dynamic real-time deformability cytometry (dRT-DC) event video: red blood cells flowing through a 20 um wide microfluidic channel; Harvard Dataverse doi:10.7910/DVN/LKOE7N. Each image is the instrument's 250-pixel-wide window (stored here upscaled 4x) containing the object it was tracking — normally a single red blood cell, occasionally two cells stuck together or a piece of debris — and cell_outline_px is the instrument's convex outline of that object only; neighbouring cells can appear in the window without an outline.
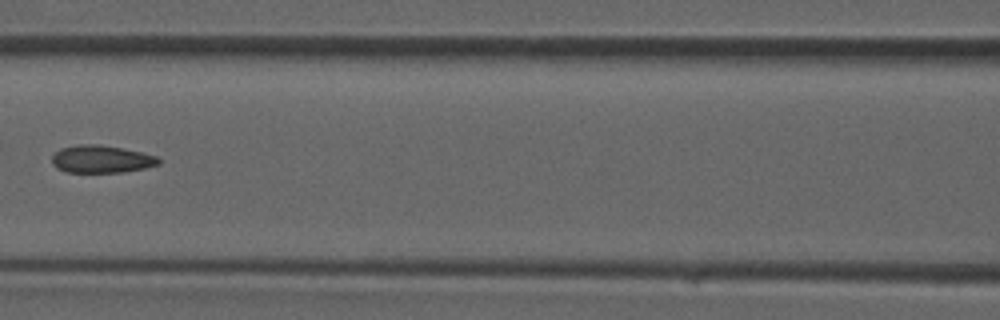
{"species": "common noctule bat (a hibernating species)", "species_latin": "Nyctalus noctula", "temperature_condition": "room temperature", "stored_images_in_passage": 37, "camera_frame_rate_fps": 3000, "um_per_image_px": 0.085, "animal": {"sex": "male", "forearm_length_mm": 52.5}, "frame": {"image": 1, "passage_image": 16, "time_ms": 5.0, "image_size_px": [1000, 320], "cell_outline_px": [[160, 164], [144, 168], [124, 172], [68, 172], [56, 168], [52, 164], [52, 156], [60, 148], [76, 144], [100, 144], [140, 152], [156, 156], [160, 160]], "centroid_in_image_um": [8.58, 13.52], "position_along_channel_um": 158.0, "area_um2": 17.11}}